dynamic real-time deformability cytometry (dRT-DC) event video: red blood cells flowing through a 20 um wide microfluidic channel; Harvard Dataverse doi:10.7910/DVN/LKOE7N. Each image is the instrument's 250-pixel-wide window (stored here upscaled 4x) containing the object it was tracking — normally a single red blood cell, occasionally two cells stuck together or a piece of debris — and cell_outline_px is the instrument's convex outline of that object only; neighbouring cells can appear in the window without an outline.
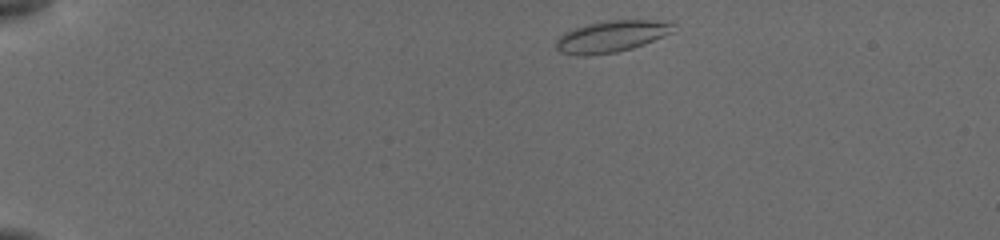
{"species": "common noctule bat (a hibernating species)", "species_latin": "Nyctalus noctula", "temperature_condition": "cold", "stored_images_in_passage": 18, "camera_frame_rate_fps": 3000, "um_per_image_px": 0.085, "animal": {"sex": "female", "body_mass_g": 19.5, "forearm_length_mm": 54.1}, "frame": {"image": 1, "passage_image": 1, "time_ms": 0.0, "image_size_px": [1000, 240], "cell_outline_px": [[676, 32], [644, 44], [632, 48], [616, 52], [588, 56], [576, 56], [560, 52], [556, 48], [556, 40], [564, 32], [572, 28], [588, 24], [608, 20], [672, 20], [676, 24]], "centroid_in_image_um": [52.04, 3.08], "position_along_channel_um": 33.0, "area_um2": 22.14}}
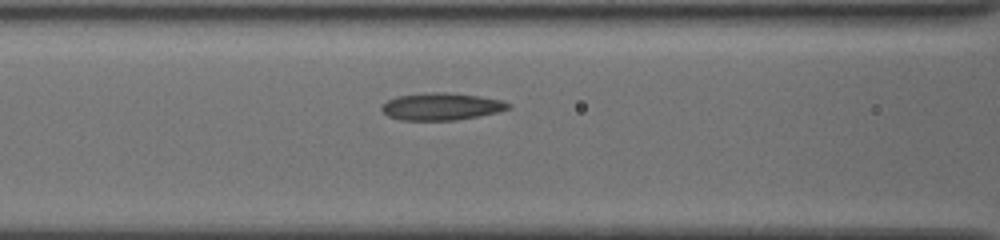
{"frame": {"image": 2, "passage_image": 12, "time_ms": 4.667, "image_size_px": [1000, 240], "cell_outline_px": [[512, 108], [496, 112], [456, 120], [400, 120], [388, 116], [380, 108], [388, 100], [396, 96], [424, 92], [448, 92], [480, 96], [504, 100], [512, 104]], "centroid_in_image_um": [37.54, 9.04], "position_along_channel_um": 129.1, "area_um2": 20.23}}
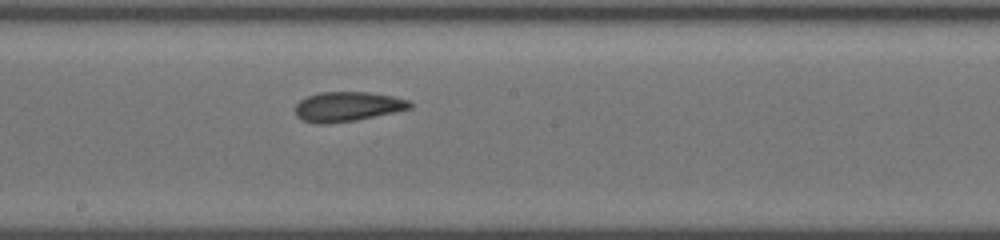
{"frame": {"image": 3, "passage_image": 18, "time_ms": 7.0, "image_size_px": [1000, 240], "cell_outline_px": [[412, 108], [356, 120], [320, 124], [316, 124], [304, 120], [296, 116], [292, 108], [300, 100], [308, 96], [320, 92], [368, 92], [392, 96], [408, 100], [412, 104]], "centroid_in_image_um": [29.49, 9.05], "position_along_channel_um": 218.7, "area_um2": 19.77}}